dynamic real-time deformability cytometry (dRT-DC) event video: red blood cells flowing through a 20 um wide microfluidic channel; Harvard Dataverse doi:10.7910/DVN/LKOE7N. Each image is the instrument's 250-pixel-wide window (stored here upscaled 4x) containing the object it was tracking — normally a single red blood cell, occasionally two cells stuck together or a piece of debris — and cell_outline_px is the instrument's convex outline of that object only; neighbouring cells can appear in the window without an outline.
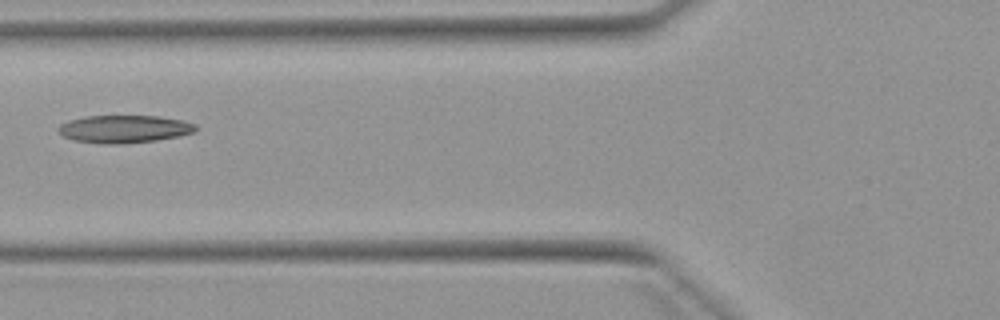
{"species": "Egyptian fruit bat (a non-hibernating species)", "species_latin": "Rousettus aegyptiacus", "temperature_condition": "warm", "stored_images_in_passage": 5, "camera_frame_rate_fps": 3000, "um_per_image_px": 0.085, "animal": {"sex": "female"}, "frame": {"image": 1, "passage_image": 5, "time_ms": 5.667, "image_size_px": [1000, 320], "cell_outline_px": [[196, 128], [192, 132], [180, 136], [156, 140], [124, 144], [100, 144], [76, 140], [64, 136], [56, 132], [56, 128], [60, 124], [84, 116], [156, 116], [184, 120], [196, 124]], "centroid_in_image_um": [10.54, 10.97], "position_along_channel_um": 115.3, "area_um2": 22.2}}